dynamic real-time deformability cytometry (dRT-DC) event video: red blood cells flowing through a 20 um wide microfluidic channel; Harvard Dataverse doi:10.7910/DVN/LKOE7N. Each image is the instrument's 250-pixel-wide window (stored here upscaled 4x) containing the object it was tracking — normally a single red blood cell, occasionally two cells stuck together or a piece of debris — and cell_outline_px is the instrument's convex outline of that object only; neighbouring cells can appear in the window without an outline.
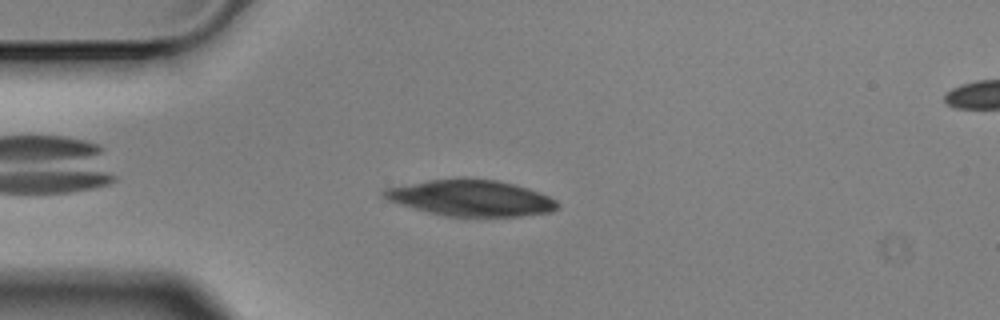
{"species": "Egyptian fruit bat (a non-hibernating species)", "species_latin": "Rousettus aegyptiacus", "temperature_condition": "cold", "stored_images_in_passage": 42, "camera_frame_rate_fps": 3000, "um_per_image_px": 0.085, "animal": {"sex": "male"}, "frame": {"image": 1, "passage_image": 6, "time_ms": 1.667, "image_size_px": [1000, 320], "cell_outline_px": [[560, 204], [552, 212], [520, 216], [444, 216], [412, 208], [388, 200], [380, 192], [384, 188], [428, 180], [464, 176], [496, 180], [528, 188], [548, 196], [556, 200]], "centroid_in_image_um": [40.0, 16.81], "position_along_channel_um": 45.0, "area_um2": 36.82}}
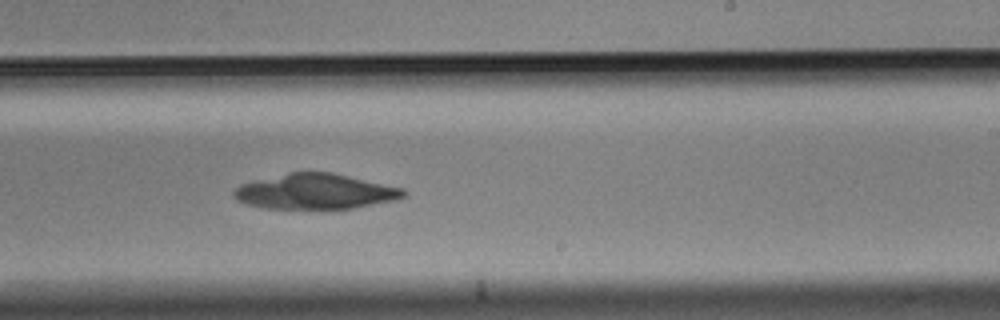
{"frame": {"image": 2, "passage_image": 26, "time_ms": 8.333, "image_size_px": [1000, 320], "cell_outline_px": [[408, 196], [396, 200], [356, 208], [264, 208], [248, 204], [236, 200], [232, 196], [232, 192], [240, 184], [288, 172], [332, 172], [404, 188], [408, 192]], "centroid_in_image_um": [26.85, 16.27], "position_along_channel_um": 262.2, "area_um2": 35.03}}
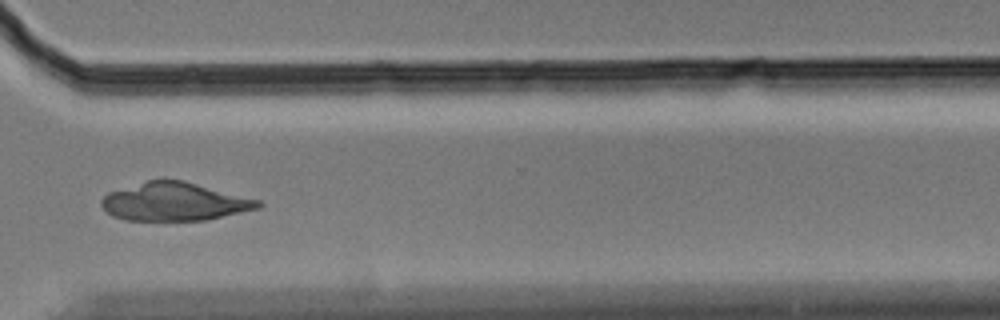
{"frame": {"image": 3, "passage_image": 34, "time_ms": 11.0, "image_size_px": [1000, 320], "cell_outline_px": [[264, 204], [260, 208], [204, 220], [124, 220], [112, 216], [100, 204], [100, 200], [108, 192], [148, 180], [184, 180], [260, 200]], "centroid_in_image_um": [14.83, 17.14], "position_along_channel_um": 355.8, "area_um2": 34.74}}